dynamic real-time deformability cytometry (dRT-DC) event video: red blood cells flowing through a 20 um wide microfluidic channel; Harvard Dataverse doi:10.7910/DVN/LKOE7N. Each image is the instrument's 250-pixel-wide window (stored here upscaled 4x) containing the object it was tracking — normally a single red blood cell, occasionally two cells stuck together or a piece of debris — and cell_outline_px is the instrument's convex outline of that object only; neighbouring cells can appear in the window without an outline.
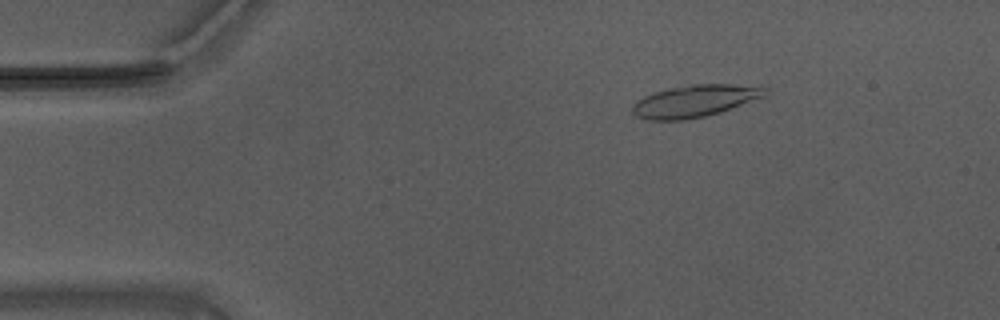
{"species": "Egyptian fruit bat (a non-hibernating species)", "species_latin": "Rousettus aegyptiacus", "temperature_condition": "warm", "stored_images_in_passage": 56, "camera_frame_rate_fps": 3000, "um_per_image_px": 0.085, "animal": {"sex": "male"}, "frame": {"image": 1, "passage_image": 9, "time_ms": 2.667, "image_size_px": [1000, 320], "cell_outline_px": [[768, 92], [764, 96], [720, 112], [704, 116], [684, 120], [648, 120], [636, 116], [632, 112], [632, 104], [636, 100], [644, 96], [668, 88], [696, 84], [732, 84], [768, 88]], "centroid_in_image_um": [59.01, 8.59], "position_along_channel_um": 26.0, "area_um2": 24.57}}
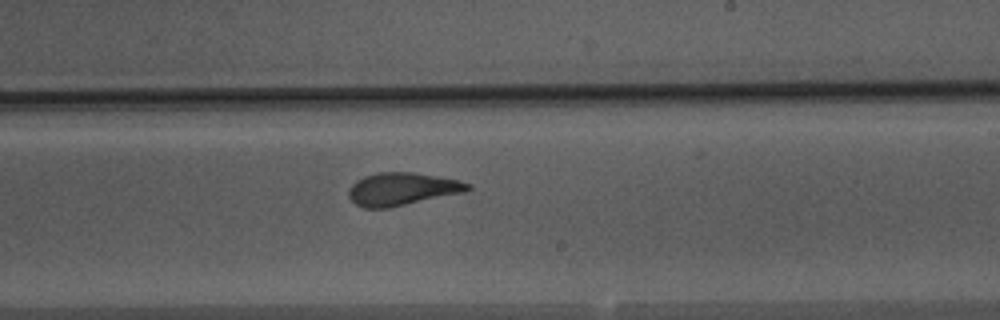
{"frame": {"image": 2, "passage_image": 33, "time_ms": 10.667, "image_size_px": [1000, 320], "cell_outline_px": [[472, 188], [464, 192], [388, 208], [364, 208], [356, 204], [348, 196], [348, 192], [352, 184], [356, 180], [364, 176], [380, 172], [412, 172], [460, 180], [472, 184]], "centroid_in_image_um": [34.18, 16.06], "position_along_channel_um": 254.8, "area_um2": 22.66}}
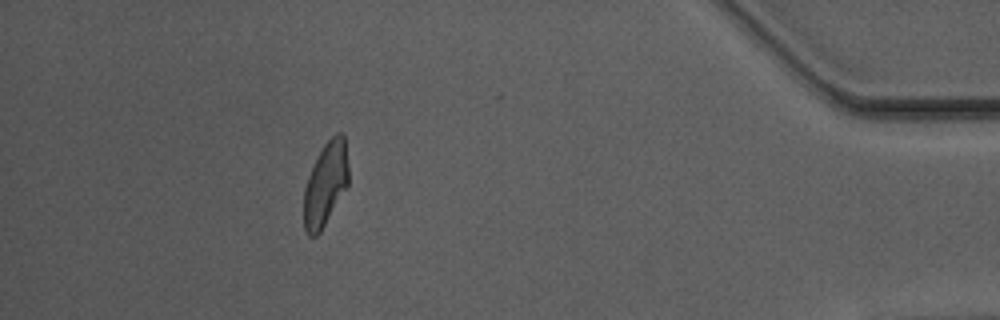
{"frame": {"image": 3, "passage_image": 50, "time_ms": 16.333, "image_size_px": [1000, 320], "cell_outline_px": [[348, 184], [320, 232], [316, 236], [308, 236], [304, 228], [304, 188], [308, 176], [324, 144], [336, 132], [344, 132], [348, 168]], "centroid_in_image_um": [27.67, 15.63], "position_along_channel_um": 407.5, "area_um2": 21.5}, "authors_computed_cell_mechanics": {"area_um2": 23.1489, "velocity_mm_per_s": 3.706, "shape_relaxation_time_tau1_ms": 5.436, "shape_relaxation_time_tau2_ms": 1.2211, "deformation_change_tau1": 0.1823, "deformation_change_tau2": 0.0884}}